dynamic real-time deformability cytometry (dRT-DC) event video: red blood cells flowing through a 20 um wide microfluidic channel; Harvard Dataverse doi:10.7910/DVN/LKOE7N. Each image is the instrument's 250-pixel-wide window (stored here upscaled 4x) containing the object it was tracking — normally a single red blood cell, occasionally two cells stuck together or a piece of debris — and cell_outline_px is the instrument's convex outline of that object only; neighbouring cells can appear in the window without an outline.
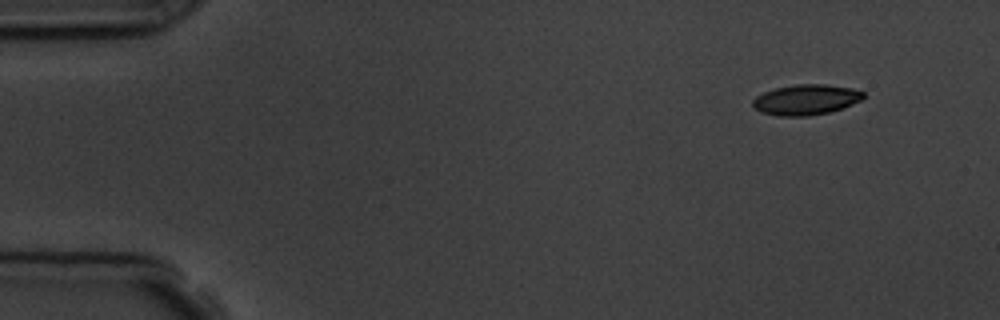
{"species": "common noctule bat (a hibernating species)", "species_latin": "Nyctalus noctula", "temperature_condition": "room temperature", "stored_images_in_passage": 4, "camera_frame_rate_fps": 3000, "um_per_image_px": 0.085, "animal": {"sex": "male", "body_mass_g": 19.5, "forearm_length_mm": 54.6}, "frame": {"image": 1, "passage_image": 1, "time_ms": 0.0, "image_size_px": [1000, 320], "cell_outline_px": [[864, 96], [860, 100], [852, 104], [828, 112], [808, 116], [780, 116], [760, 112], [752, 104], [752, 100], [756, 96], [764, 92], [776, 88], [796, 84], [824, 84], [852, 88], [864, 92]], "centroid_in_image_um": [68.48, 8.47], "position_along_channel_um": 16.5, "area_um2": 19.42}}
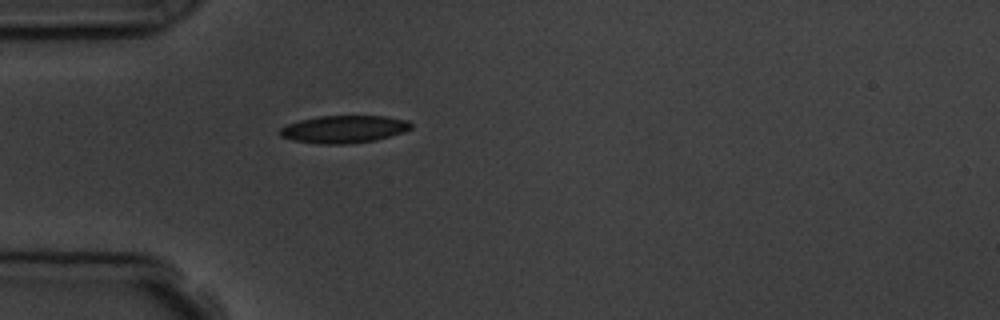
{"frame": {"image": 2, "passage_image": 4, "time_ms": 3.667, "image_size_px": [1000, 320], "cell_outline_px": [[412, 128], [404, 132], [376, 140], [344, 144], [320, 144], [292, 140], [280, 136], [280, 128], [288, 124], [300, 120], [320, 116], [384, 116], [408, 120], [412, 124]], "centroid_in_image_um": [29.25, 10.98], "position_along_channel_um": 55.8, "area_um2": 20.98}}